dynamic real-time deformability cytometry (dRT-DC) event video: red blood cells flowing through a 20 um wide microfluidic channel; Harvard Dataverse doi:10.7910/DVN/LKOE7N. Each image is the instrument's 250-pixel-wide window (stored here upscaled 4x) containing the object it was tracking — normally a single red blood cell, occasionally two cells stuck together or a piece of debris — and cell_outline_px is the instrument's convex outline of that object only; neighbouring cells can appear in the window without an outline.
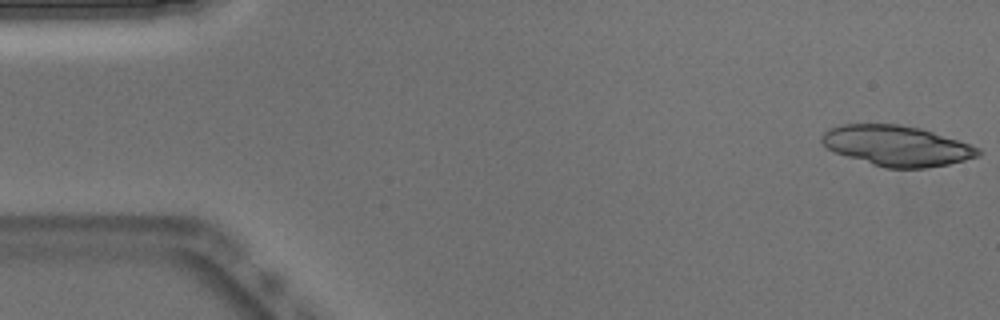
{"species": "Egyptian fruit bat (a non-hibernating species)", "species_latin": "Rousettus aegyptiacus", "temperature_condition": "warm", "stored_images_in_passage": 50, "camera_frame_rate_fps": 3000, "um_per_image_px": 0.085, "animal": {"sex": "male"}, "frame": {"image": 1, "passage_image": 1, "time_ms": 0.0, "image_size_px": [1000, 320], "cell_outline_px": [[980, 156], [948, 164], [924, 168], [884, 168], [836, 152], [828, 148], [820, 140], [820, 136], [828, 128], [844, 124], [900, 124], [920, 128], [980, 148]], "centroid_in_image_um": [76.2, 12.39], "position_along_channel_um": 8.8, "area_um2": 36.41}, "authors_computed_cell_mechanics": {"area_um2": 24.565, "velocity_mm_per_s": 3.9129, "shape_relaxation_time_tau1_ms": null, "shape_relaxation_time_tau2_ms": 2.103, "deformation_change_tau1": null, "deformation_change_tau2": 0.0798}}